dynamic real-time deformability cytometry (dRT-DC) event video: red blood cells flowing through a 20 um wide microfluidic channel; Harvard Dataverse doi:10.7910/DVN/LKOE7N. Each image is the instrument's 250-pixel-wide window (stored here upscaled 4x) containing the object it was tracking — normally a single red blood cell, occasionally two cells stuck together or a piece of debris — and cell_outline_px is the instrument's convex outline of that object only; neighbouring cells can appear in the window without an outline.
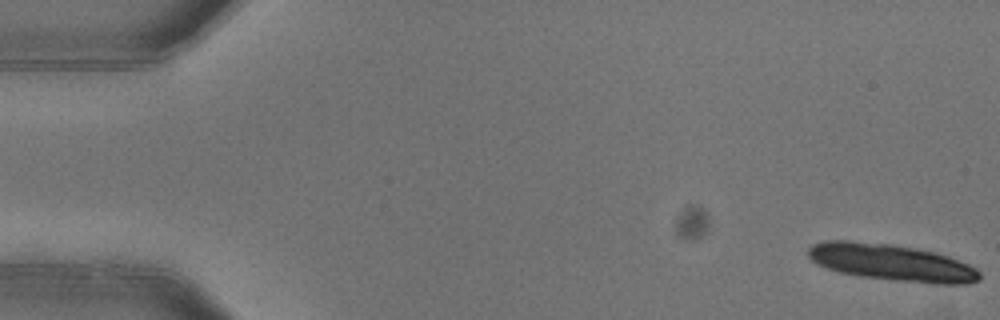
{"species": "common noctule bat (a hibernating species)", "species_latin": "Nyctalus noctula", "temperature_condition": "warm", "stored_images_in_passage": 6, "camera_frame_rate_fps": 3000, "um_per_image_px": 0.085, "animal": {"sex": "female"}, "frame": {"image": 1, "passage_image": 1, "time_ms": 0.0, "image_size_px": [1000, 320], "cell_outline_px": [[980, 280], [968, 284], [932, 284], [892, 280], [860, 276], [840, 272], [828, 268], [812, 260], [808, 256], [808, 248], [812, 244], [824, 240], [848, 240], [892, 244], [916, 248], [936, 252], [948, 256], [968, 264], [976, 268], [980, 272]], "centroid_in_image_um": [75.81, 22.31], "position_along_channel_um": 9.2, "area_um2": 36.88}}
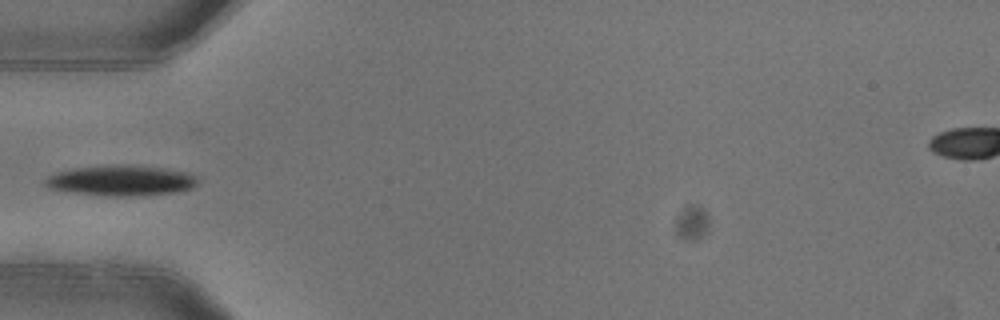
{"frame": {"image": 2, "passage_image": 5, "time_ms": 1.333, "image_size_px": [1000, 320], "cell_outline_px": [[196, 184], [192, 188], [176, 192], [144, 196], [108, 196], [72, 192], [48, 188], [44, 184], [44, 180], [48, 176], [56, 172], [72, 168], [116, 164], [132, 164], [164, 168], [188, 172], [196, 176]], "centroid_in_image_um": [10.29, 15.34], "position_along_channel_um": 74.7, "area_um2": 27.46}}